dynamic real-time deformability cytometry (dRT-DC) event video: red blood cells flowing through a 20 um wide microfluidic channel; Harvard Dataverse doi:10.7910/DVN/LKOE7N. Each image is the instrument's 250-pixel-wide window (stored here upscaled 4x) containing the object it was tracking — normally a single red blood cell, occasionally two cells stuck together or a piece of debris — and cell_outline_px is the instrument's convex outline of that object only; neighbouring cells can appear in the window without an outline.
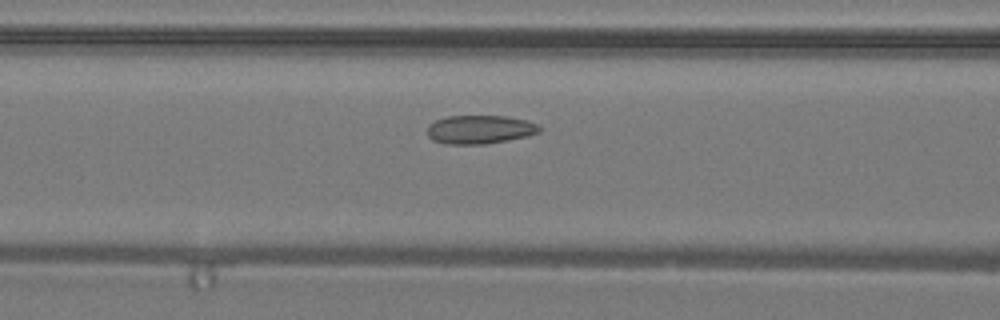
{"species": "common noctule bat (a hibernating species)", "species_latin": "Nyctalus noctula", "temperature_condition": "warm", "stored_images_in_passage": 27, "camera_frame_rate_fps": 3000, "um_per_image_px": 0.085, "animal": {"sex": "male", "body_mass_g": 19.2, "forearm_length_mm": 51.8}, "frame": {"image": 1, "passage_image": 8, "time_ms": 2.333, "image_size_px": [1000, 320], "cell_outline_px": [[540, 132], [528, 136], [508, 140], [484, 144], [444, 144], [432, 140], [428, 136], [428, 124], [444, 116], [508, 116], [528, 120], [536, 124], [540, 128]], "centroid_in_image_um": [40.77, 11.0], "position_along_channel_um": 125.8, "area_um2": 18.84}}
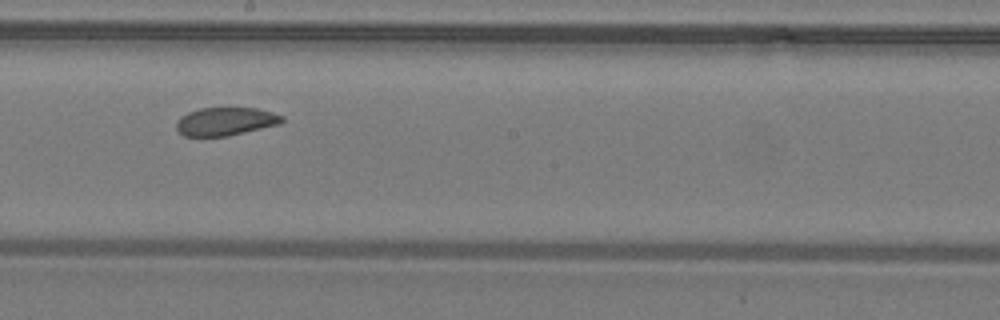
{"frame": {"image": 2, "passage_image": 14, "time_ms": 4.333, "image_size_px": [1000, 320], "cell_outline_px": [[284, 120], [280, 124], [228, 136], [184, 136], [176, 128], [176, 120], [180, 116], [188, 112], [200, 108], [256, 108], [272, 112], [284, 116]], "centroid_in_image_um": [19.16, 10.32], "position_along_channel_um": 229.0, "area_um2": 17.4}}
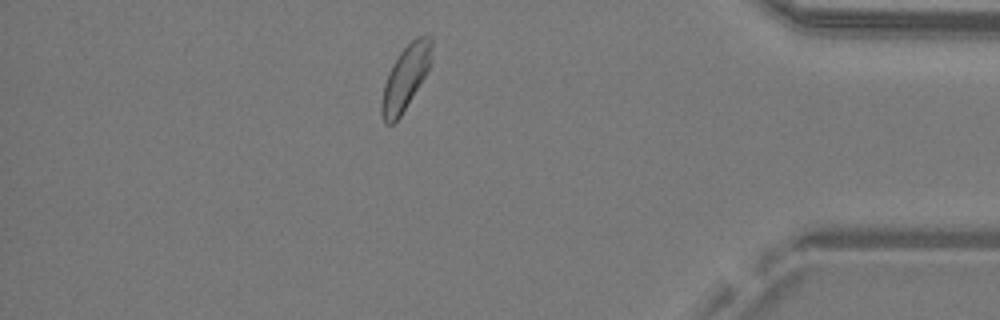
{"frame": {"image": 3, "passage_image": 26, "time_ms": 8.333, "image_size_px": [1000, 320], "cell_outline_px": [[432, 60], [424, 76], [400, 116], [392, 124], [384, 124], [380, 112], [380, 100], [384, 84], [388, 72], [392, 64], [400, 52], [416, 36], [424, 32], [428, 32], [432, 36]], "centroid_in_image_um": [34.46, 6.54], "position_along_channel_um": 400.7, "area_um2": 18.9}}